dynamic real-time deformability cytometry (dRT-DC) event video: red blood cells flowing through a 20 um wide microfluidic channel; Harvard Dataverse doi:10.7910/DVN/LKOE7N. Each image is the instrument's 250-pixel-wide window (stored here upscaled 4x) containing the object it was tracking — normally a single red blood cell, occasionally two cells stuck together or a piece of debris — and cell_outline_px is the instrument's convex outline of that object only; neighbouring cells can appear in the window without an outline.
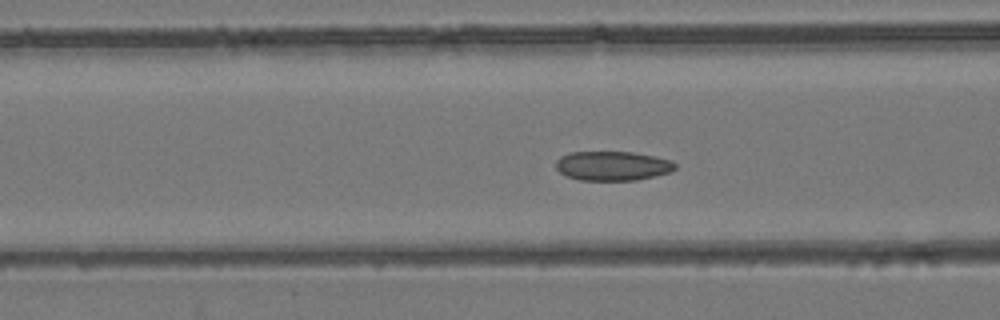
{"species": "common noctule bat (a hibernating species)", "species_latin": "Nyctalus noctula", "temperature_condition": "room temperature", "stored_images_in_passage": 53, "camera_frame_rate_fps": 3000, "um_per_image_px": 0.085, "animal": {"sex": "female", "body_mass_g": 24.6, "forearm_length_mm": 56.2}, "frame": {"image": 1, "passage_image": 21, "time_ms": 6.667, "image_size_px": [1000, 320], "cell_outline_px": [[676, 168], [668, 172], [636, 180], [580, 180], [568, 176], [560, 172], [556, 168], [556, 160], [560, 156], [568, 152], [632, 152], [656, 156], [672, 160], [676, 164]], "centroid_in_image_um": [52.05, 14.08], "position_along_channel_um": 114.5, "area_um2": 20.35}}
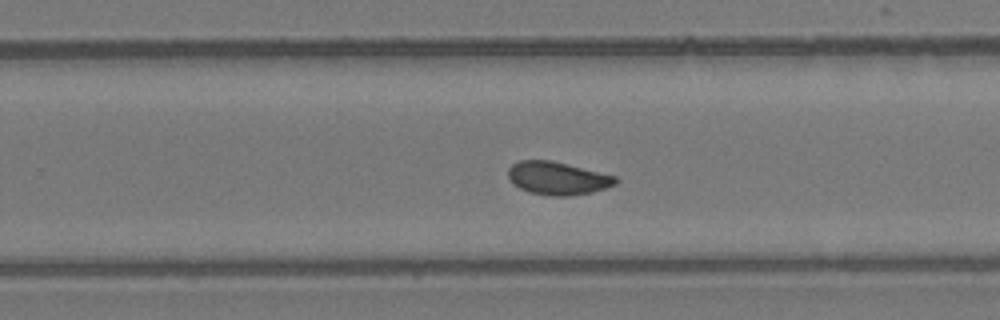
{"frame": {"image": 2, "passage_image": 34, "time_ms": 11.0, "image_size_px": [1000, 320], "cell_outline_px": [[620, 180], [616, 184], [592, 192], [568, 196], [552, 196], [528, 192], [512, 184], [508, 176], [508, 168], [512, 164], [520, 160], [552, 160], [616, 176]], "centroid_in_image_um": [47.38, 15.15], "position_along_channel_um": 282.4, "area_um2": 20.75}}
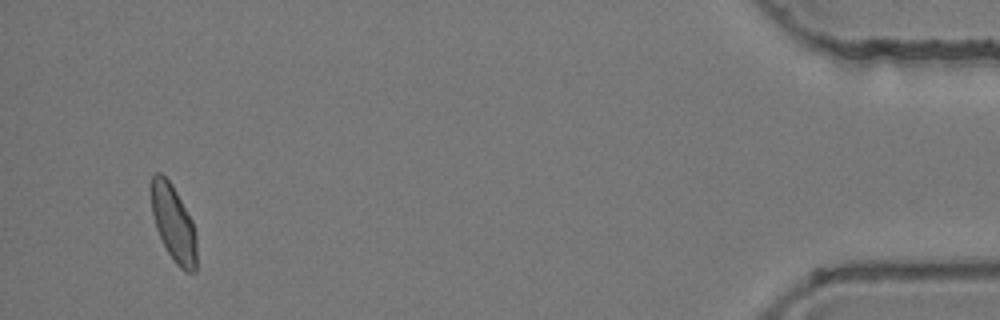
{"frame": {"image": 3, "passage_image": 51, "time_ms": 16.667, "image_size_px": [1000, 320], "cell_outline_px": [[196, 272], [184, 272], [176, 264], [168, 252], [156, 228], [152, 212], [152, 176], [156, 172], [160, 172], [172, 184], [192, 220], [196, 232]], "centroid_in_image_um": [14.77, 19.01], "position_along_channel_um": 420.4, "area_um2": 20.0}, "authors_computed_cell_mechanics": {"area_um2": 20.7502, "velocity_mm_per_s": 3.8831, "shape_relaxation_time_tau1_ms": null, "shape_relaxation_time_tau2_ms": 1.5215, "deformation_change_tau1": null, "deformation_change_tau2": 0.0584}}